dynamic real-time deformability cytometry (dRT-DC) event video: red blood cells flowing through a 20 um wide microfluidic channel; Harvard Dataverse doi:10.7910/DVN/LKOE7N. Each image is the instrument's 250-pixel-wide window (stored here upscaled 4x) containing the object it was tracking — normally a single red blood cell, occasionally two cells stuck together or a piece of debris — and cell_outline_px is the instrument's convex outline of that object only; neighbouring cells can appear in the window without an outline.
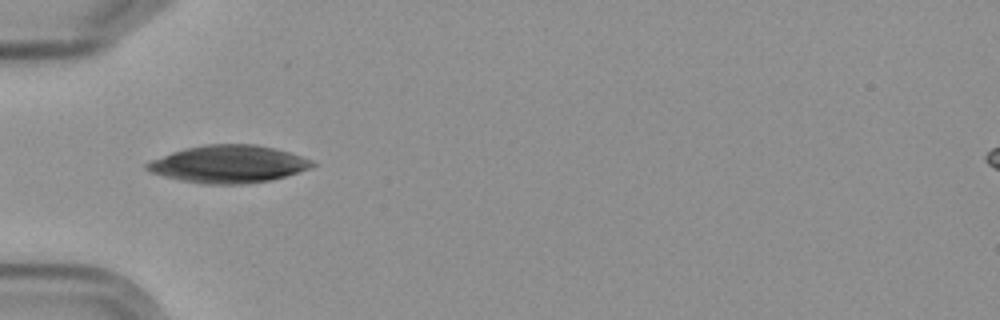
{"species": "Egyptian fruit bat (a non-hibernating species)", "species_latin": "Rousettus aegyptiacus", "temperature_condition": "cold", "stored_images_in_passage": 3, "camera_frame_rate_fps": 3000, "um_per_image_px": 0.085, "frame": {"image": 1, "passage_image": 3, "time_ms": 2.333, "image_size_px": [1000, 320], "cell_outline_px": [[316, 164], [312, 168], [284, 176], [268, 180], [244, 184], [204, 184], [180, 180], [164, 176], [152, 172], [144, 168], [144, 164], [152, 160], [172, 152], [184, 148], [204, 144], [256, 144], [276, 148], [312, 160]], "centroid_in_image_um": [19.41, 13.94], "position_along_channel_um": 65.6, "area_um2": 36.01}}